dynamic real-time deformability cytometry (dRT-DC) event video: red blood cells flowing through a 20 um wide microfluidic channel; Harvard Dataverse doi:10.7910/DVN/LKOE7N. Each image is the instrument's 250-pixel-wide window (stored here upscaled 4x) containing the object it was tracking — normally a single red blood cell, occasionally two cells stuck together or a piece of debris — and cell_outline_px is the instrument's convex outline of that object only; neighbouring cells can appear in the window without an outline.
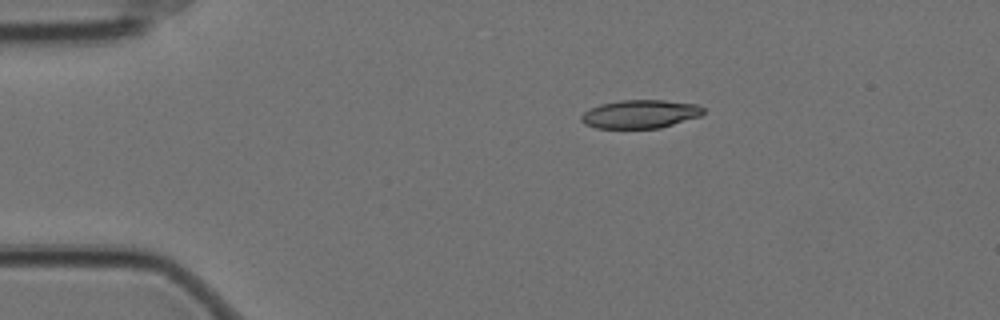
{"species": "Egyptian fruit bat (a non-hibernating species)", "species_latin": "Rousettus aegyptiacus", "temperature_condition": "cold", "stored_images_in_passage": 48, "camera_frame_rate_fps": 3000, "um_per_image_px": 0.085, "animal": {"sex": "female"}, "frame": {"image": 1, "passage_image": 1, "time_ms": 0.0, "image_size_px": [1000, 320], "cell_outline_px": [[704, 112], [700, 116], [660, 128], [596, 128], [584, 124], [580, 120], [580, 116], [584, 112], [600, 104], [620, 100], [664, 100], [696, 104], [704, 108]], "centroid_in_image_um": [54.4, 9.69], "position_along_channel_um": 30.6, "area_um2": 20.17}}
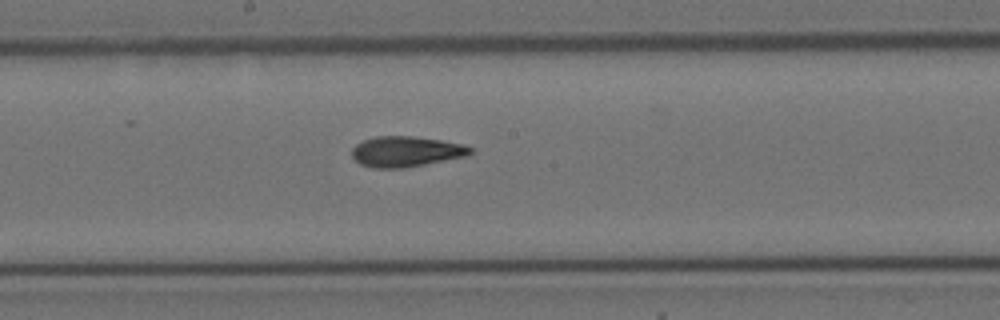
{"frame": {"image": 2, "passage_image": 21, "time_ms": 6.667, "image_size_px": [1000, 320], "cell_outline_px": [[472, 152], [468, 156], [404, 168], [372, 168], [360, 164], [352, 156], [352, 148], [356, 144], [364, 140], [376, 136], [412, 136], [440, 140], [464, 144], [472, 148]], "centroid_in_image_um": [34.51, 12.88], "position_along_channel_um": 213.7, "area_um2": 21.1}}
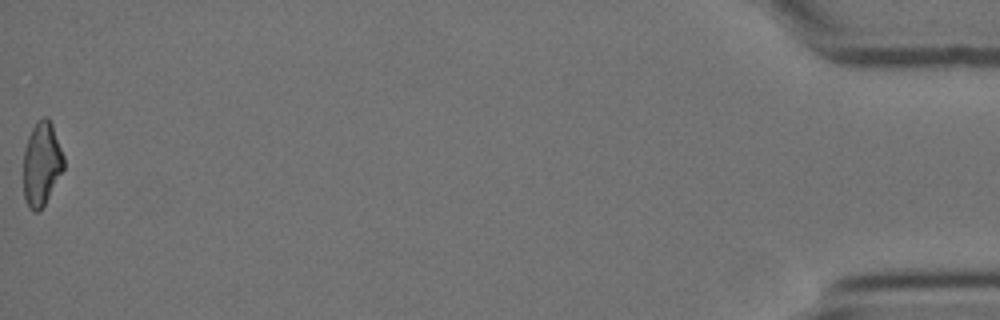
{"frame": {"image": 3, "passage_image": 48, "time_ms": 15.667, "image_size_px": [1000, 320], "cell_outline_px": [[64, 168], [40, 212], [32, 212], [28, 208], [24, 200], [24, 148], [28, 136], [36, 120], [44, 116], [48, 116], [52, 124], [64, 156]], "centroid_in_image_um": [3.53, 13.93], "position_along_channel_um": 431.7, "area_um2": 19.88}, "authors_computed_cell_mechanics": {"area_um2": 20.808, "velocity_mm_per_s": 3.5224, "shape_relaxation_time_tau1_ms": 6.8185, "shape_relaxation_time_tau2_ms": 3.5225, "deformation_change_tau1": 0.1991, "deformation_change_tau2": 0.1252}}